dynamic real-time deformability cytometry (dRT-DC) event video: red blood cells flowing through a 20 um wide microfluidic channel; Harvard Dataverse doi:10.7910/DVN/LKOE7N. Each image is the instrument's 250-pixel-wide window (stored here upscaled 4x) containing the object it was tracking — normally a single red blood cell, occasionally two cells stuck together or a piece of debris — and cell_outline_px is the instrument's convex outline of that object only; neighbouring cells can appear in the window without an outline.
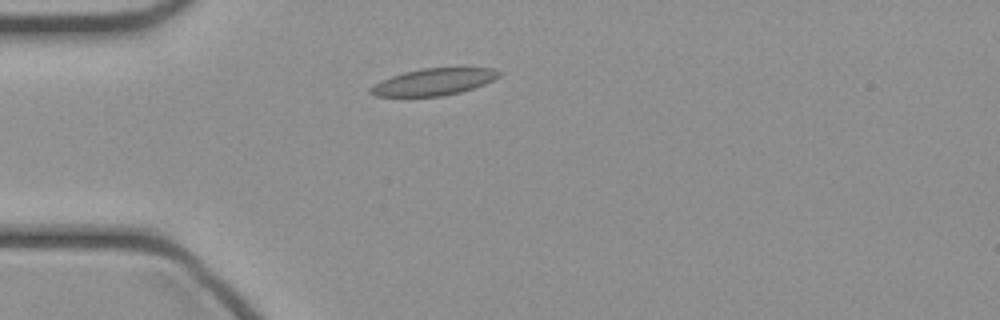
{"species": "common noctule bat (a hibernating species)", "species_latin": "Nyctalus noctula", "temperature_condition": "cold", "stored_images_in_passage": 35, "camera_frame_rate_fps": 3000, "um_per_image_px": 0.085, "animal": {"sex": "female", "body_mass_g": 21.9}, "frame": {"image": 1, "passage_image": 1, "time_ms": 0.0, "image_size_px": [1000, 320], "cell_outline_px": [[504, 72], [500, 76], [484, 84], [460, 92], [440, 96], [376, 96], [368, 92], [368, 88], [372, 84], [380, 80], [404, 72], [420, 68], [492, 68]], "centroid_in_image_um": [36.83, 6.95], "position_along_channel_um": 48.2, "area_um2": 20.11}}
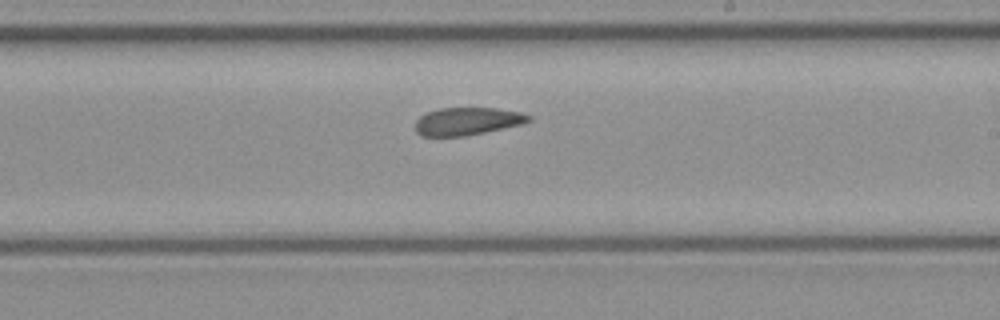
{"frame": {"image": 2, "passage_image": 16, "time_ms": 5.0, "image_size_px": [1000, 320], "cell_outline_px": [[532, 120], [524, 124], [464, 136], [420, 136], [416, 132], [416, 120], [424, 112], [440, 108], [496, 108], [520, 112], [532, 116]], "centroid_in_image_um": [39.72, 10.3], "position_along_channel_um": 249.3, "area_um2": 18.44}}
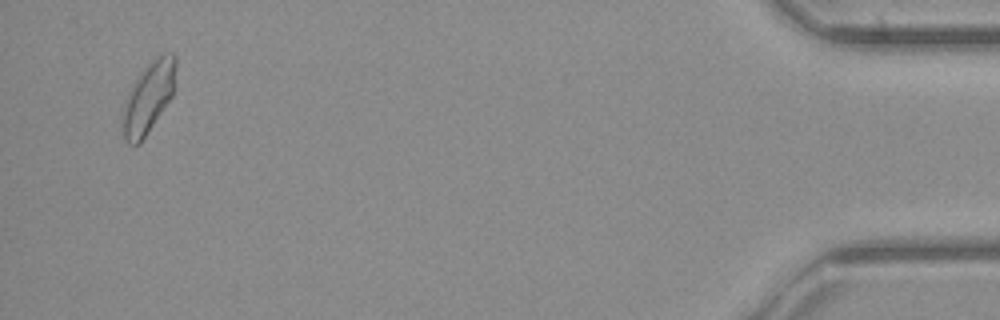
{"frame": {"image": 3, "passage_image": 34, "time_ms": 11.0, "image_size_px": [1000, 320], "cell_outline_px": [[176, 68], [172, 96], [140, 144], [128, 144], [124, 140], [120, 124], [120, 116], [124, 100], [132, 84], [140, 72], [156, 56], [164, 52], [172, 52], [176, 56]], "centroid_in_image_um": [12.57, 8.3], "position_along_channel_um": 422.6, "area_um2": 22.48}}